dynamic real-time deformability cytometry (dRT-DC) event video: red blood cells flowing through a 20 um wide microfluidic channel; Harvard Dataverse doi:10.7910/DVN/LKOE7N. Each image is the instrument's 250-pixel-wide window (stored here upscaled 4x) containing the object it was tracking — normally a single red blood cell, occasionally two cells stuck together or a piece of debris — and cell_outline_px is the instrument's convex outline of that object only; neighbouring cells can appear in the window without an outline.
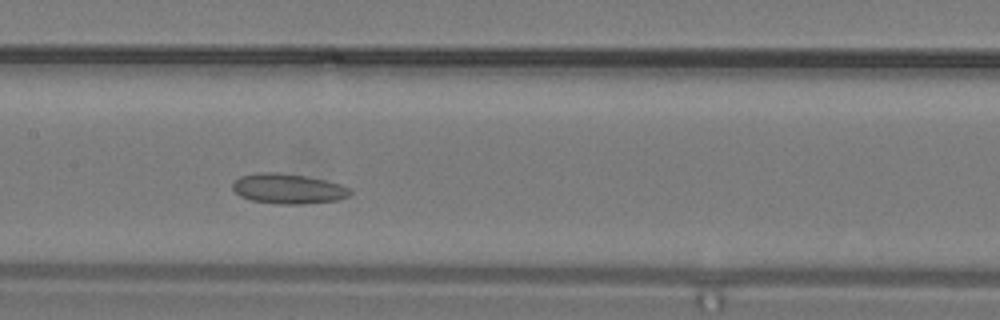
{"species": "common noctule bat (a hibernating species)", "species_latin": "Nyctalus noctula", "temperature_condition": "warm", "stored_images_in_passage": 12, "camera_frame_rate_fps": 3000, "um_per_image_px": 0.085, "animal": {"sex": "male", "body_mass_g": 19.2, "forearm_length_mm": 51.8}, "frame": {"image": 1, "passage_image": 9, "time_ms": 2.667, "image_size_px": [1000, 320], "cell_outline_px": [[352, 192], [348, 196], [336, 200], [304, 204], [276, 204], [252, 200], [240, 196], [232, 188], [232, 184], [240, 176], [260, 172], [276, 172], [304, 176], [324, 180], [340, 184], [352, 188]], "centroid_in_image_um": [24.49, 16.04], "position_along_channel_um": 182.9, "area_um2": 20.52}}
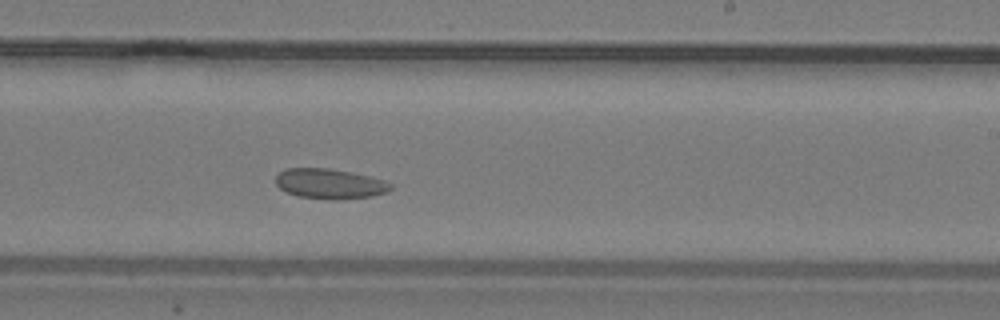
{"frame": {"image": 2, "passage_image": 12, "time_ms": 3.667, "image_size_px": [1000, 320], "cell_outline_px": [[392, 188], [388, 192], [372, 196], [340, 200], [336, 200], [296, 196], [280, 188], [276, 184], [276, 176], [280, 172], [288, 168], [328, 168], [352, 172], [384, 180], [392, 184]], "centroid_in_image_um": [28.05, 15.62], "position_along_channel_um": 260.9, "area_um2": 20.17}}